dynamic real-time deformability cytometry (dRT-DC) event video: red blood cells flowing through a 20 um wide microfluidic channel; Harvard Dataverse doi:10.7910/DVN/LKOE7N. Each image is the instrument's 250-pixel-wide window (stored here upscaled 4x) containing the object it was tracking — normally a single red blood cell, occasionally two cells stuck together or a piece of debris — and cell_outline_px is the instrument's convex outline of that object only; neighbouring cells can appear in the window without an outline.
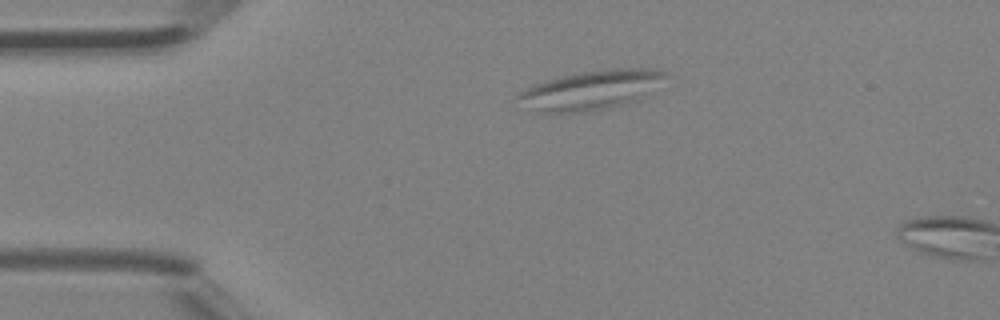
{"species": "Egyptian fruit bat (a non-hibernating species)", "species_latin": "Rousettus aegyptiacus", "temperature_condition": "room temperature", "stored_images_in_passage": 2, "camera_frame_rate_fps": 3000, "um_per_image_px": 0.085, "animal": {"sex": "female"}, "frame": {"image": 1, "passage_image": 1, "time_ms": 0.0, "image_size_px": [1000, 320], "cell_outline_px": [[668, 76], [632, 100], [624, 104], [612, 108], [588, 112], [540, 112], [516, 96], [520, 92], [544, 80], [560, 76], [580, 72], [616, 68], [660, 68], [668, 72]], "centroid_in_image_um": [50.27, 7.62], "position_along_channel_um": 34.7, "area_um2": 32.71}}